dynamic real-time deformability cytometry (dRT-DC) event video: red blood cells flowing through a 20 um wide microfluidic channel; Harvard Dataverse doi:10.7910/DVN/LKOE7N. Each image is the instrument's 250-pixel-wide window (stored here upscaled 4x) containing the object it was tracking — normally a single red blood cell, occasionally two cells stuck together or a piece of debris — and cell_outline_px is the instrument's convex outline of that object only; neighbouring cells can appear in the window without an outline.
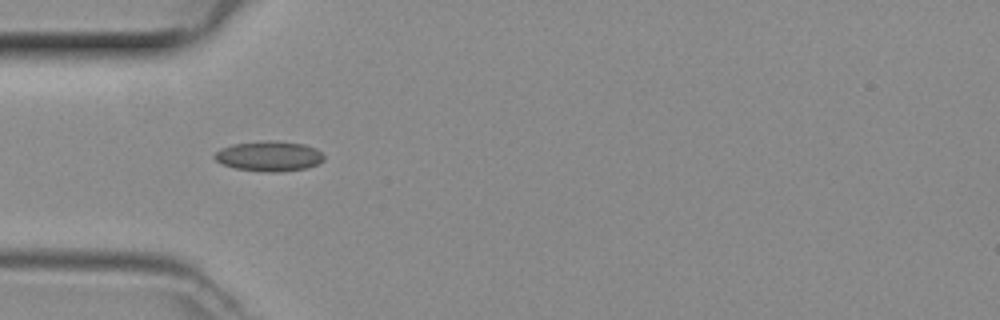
{"species": "common noctule bat (a hibernating species)", "species_latin": "Nyctalus noctula", "temperature_condition": "room temperature", "stored_images_in_passage": 30, "camera_frame_rate_fps": 3000, "um_per_image_px": 0.085, "animal": {"sex": "female", "body_mass_g": 29.2, "forearm_length_mm": 56.3}, "frame": {"image": 1, "passage_image": 3, "time_ms": 0.667, "image_size_px": [1000, 320], "cell_outline_px": [[324, 160], [316, 164], [304, 168], [276, 172], [268, 172], [236, 168], [224, 164], [216, 160], [212, 156], [220, 148], [232, 144], [268, 140], [276, 140], [304, 144], [316, 148], [324, 156]], "centroid_in_image_um": [22.86, 13.25], "position_along_channel_um": 62.1, "area_um2": 19.07}}
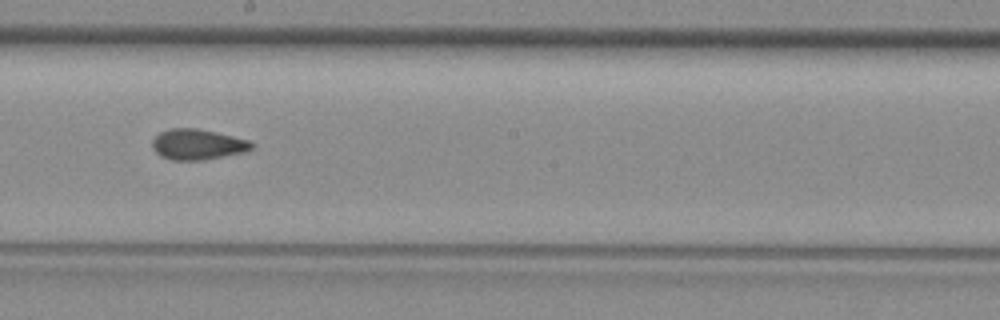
{"frame": {"image": 2, "passage_image": 15, "time_ms": 4.667, "image_size_px": [1000, 320], "cell_outline_px": [[256, 148], [244, 152], [200, 160], [172, 160], [160, 156], [152, 148], [152, 140], [160, 132], [172, 128], [196, 128], [216, 132], [252, 140], [256, 144]], "centroid_in_image_um": [16.84, 12.27], "position_along_channel_um": 231.4, "area_um2": 17.86}}
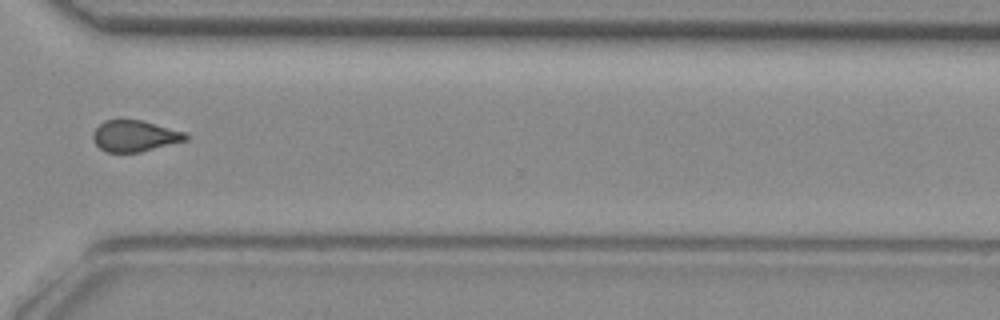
{"frame": {"image": 3, "passage_image": 24, "time_ms": 7.667, "image_size_px": [1000, 320], "cell_outline_px": [[188, 140], [140, 152], [108, 152], [100, 148], [96, 144], [92, 136], [92, 132], [104, 120], [120, 116], [144, 120], [184, 132], [188, 136]], "centroid_in_image_um": [11.42, 11.5], "position_along_channel_um": 359.2, "area_um2": 17.4}}